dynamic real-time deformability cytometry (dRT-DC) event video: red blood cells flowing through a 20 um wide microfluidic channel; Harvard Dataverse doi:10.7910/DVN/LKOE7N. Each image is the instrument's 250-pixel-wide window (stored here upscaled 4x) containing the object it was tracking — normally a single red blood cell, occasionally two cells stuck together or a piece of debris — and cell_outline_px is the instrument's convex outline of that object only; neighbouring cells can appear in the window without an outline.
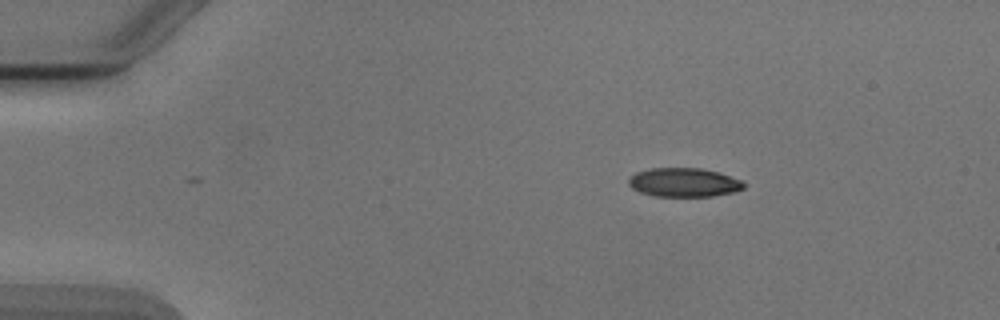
{"species": "Egyptian fruit bat (a non-hibernating species)", "species_latin": "Rousettus aegyptiacus", "temperature_condition": "cold", "stored_images_in_passage": 2, "camera_frame_rate_fps": 3000, "um_per_image_px": 0.085, "animal": {"sex": "male"}, "frame": {"image": 1, "passage_image": 1, "time_ms": 0.0, "image_size_px": [1000, 320], "cell_outline_px": [[744, 188], [732, 192], [712, 196], [652, 196], [640, 192], [632, 188], [628, 184], [628, 176], [636, 172], [648, 168], [700, 168], [716, 172], [740, 180], [744, 184]], "centroid_in_image_um": [58.04, 15.5], "position_along_channel_um": 27.0, "area_um2": 19.31}}